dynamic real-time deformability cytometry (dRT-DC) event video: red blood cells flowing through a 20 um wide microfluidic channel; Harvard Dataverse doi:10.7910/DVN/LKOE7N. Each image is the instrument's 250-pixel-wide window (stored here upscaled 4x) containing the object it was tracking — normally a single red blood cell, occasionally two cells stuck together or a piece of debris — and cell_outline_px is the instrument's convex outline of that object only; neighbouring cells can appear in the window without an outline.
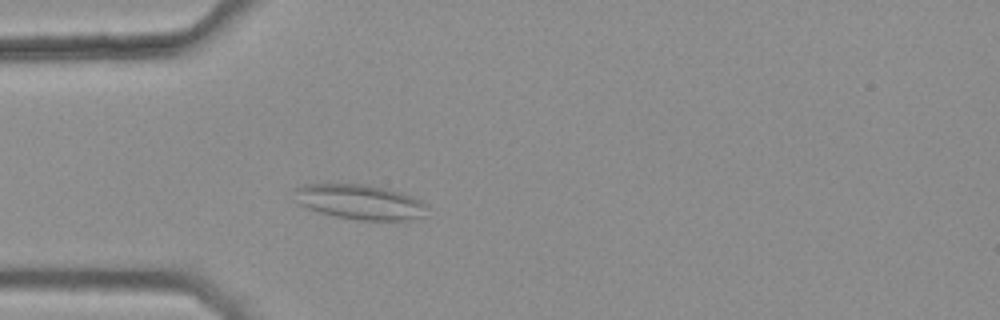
{"species": "common noctule bat (a hibernating species)", "species_latin": "Nyctalus noctula", "temperature_condition": "warm", "stored_images_in_passage": 3, "camera_frame_rate_fps": 3000, "um_per_image_px": 0.085, "animal": {"sex": "female", "body_mass_g": 25.1}, "frame": {"image": 1, "passage_image": 3, "time_ms": 0.667, "image_size_px": [1000, 320], "cell_outline_px": [[428, 204], [424, 216], [412, 220], [360, 220], [336, 216], [320, 212], [308, 208], [300, 204], [296, 200], [292, 188], [304, 184], [364, 184], [400, 192], [412, 196]], "centroid_in_image_um": [30.59, 17.16], "position_along_channel_um": 54.4, "area_um2": 26.99}}